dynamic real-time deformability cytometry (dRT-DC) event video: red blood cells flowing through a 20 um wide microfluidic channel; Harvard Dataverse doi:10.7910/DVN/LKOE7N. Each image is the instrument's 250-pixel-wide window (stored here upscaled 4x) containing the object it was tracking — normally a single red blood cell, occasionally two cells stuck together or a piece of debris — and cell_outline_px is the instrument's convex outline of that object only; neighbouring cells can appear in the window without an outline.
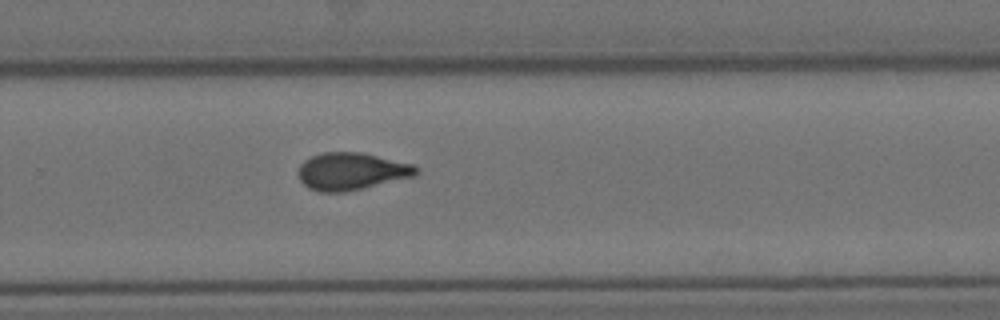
{"species": "Egyptian fruit bat (a non-hibernating species)", "species_latin": "Rousettus aegyptiacus", "temperature_condition": "cold", "stored_images_in_passage": 10, "camera_frame_rate_fps": 3000, "um_per_image_px": 0.085, "animal": {"sex": "female"}, "frame": {"image": 1, "passage_image": 10, "time_ms": 11.333, "image_size_px": [1000, 320], "cell_outline_px": [[420, 172], [416, 176], [344, 192], [320, 192], [308, 188], [300, 180], [300, 164], [304, 160], [320, 152], [360, 152], [412, 164], [420, 168]], "centroid_in_image_um": [29.89, 14.56], "position_along_channel_um": 299.9, "area_um2": 25.55}}